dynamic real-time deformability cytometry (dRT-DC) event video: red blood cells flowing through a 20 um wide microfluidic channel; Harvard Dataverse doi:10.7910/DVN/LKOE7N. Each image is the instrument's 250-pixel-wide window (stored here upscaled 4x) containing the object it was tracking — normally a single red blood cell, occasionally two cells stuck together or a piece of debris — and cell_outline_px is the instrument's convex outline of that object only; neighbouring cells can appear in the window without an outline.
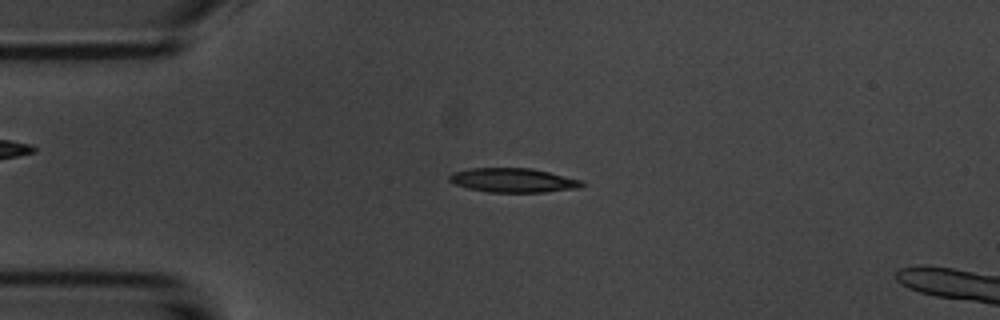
{"species": "common noctule bat (a hibernating species)", "species_latin": "Nyctalus noctula", "temperature_condition": "room temperature", "stored_images_in_passage": 4, "camera_frame_rate_fps": 3000, "um_per_image_px": 0.085, "animal": {"sex": "male", "body_mass_g": 20.1, "forearm_length_mm": 53.5}, "frame": {"image": 1, "passage_image": 3, "time_ms": 2.333, "image_size_px": [1000, 320], "cell_outline_px": [[588, 184], [580, 188], [544, 192], [488, 192], [468, 188], [456, 184], [448, 180], [448, 176], [452, 172], [472, 168], [532, 168], [584, 180]], "centroid_in_image_um": [43.68, 15.32], "position_along_channel_um": 41.3, "area_um2": 18.9}}